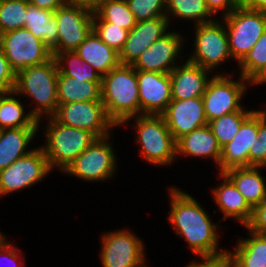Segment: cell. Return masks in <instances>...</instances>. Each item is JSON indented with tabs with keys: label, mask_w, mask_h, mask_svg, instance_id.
Masks as SVG:
<instances>
[{
	"label": "cell",
	"mask_w": 266,
	"mask_h": 267,
	"mask_svg": "<svg viewBox=\"0 0 266 267\" xmlns=\"http://www.w3.org/2000/svg\"><path fill=\"white\" fill-rule=\"evenodd\" d=\"M16 82V74L11 69L9 61L0 46V91L10 92L14 90Z\"/></svg>",
	"instance_id": "cell-40"
},
{
	"label": "cell",
	"mask_w": 266,
	"mask_h": 267,
	"mask_svg": "<svg viewBox=\"0 0 266 267\" xmlns=\"http://www.w3.org/2000/svg\"><path fill=\"white\" fill-rule=\"evenodd\" d=\"M258 108V134L254 151L249 152V166L266 167V108Z\"/></svg>",
	"instance_id": "cell-38"
},
{
	"label": "cell",
	"mask_w": 266,
	"mask_h": 267,
	"mask_svg": "<svg viewBox=\"0 0 266 267\" xmlns=\"http://www.w3.org/2000/svg\"><path fill=\"white\" fill-rule=\"evenodd\" d=\"M101 101L117 128L127 119L139 116L137 70L132 65L120 64L102 76Z\"/></svg>",
	"instance_id": "cell-2"
},
{
	"label": "cell",
	"mask_w": 266,
	"mask_h": 267,
	"mask_svg": "<svg viewBox=\"0 0 266 267\" xmlns=\"http://www.w3.org/2000/svg\"><path fill=\"white\" fill-rule=\"evenodd\" d=\"M58 71L70 78L85 79V81H101L102 76L88 64L83 61L76 51H63L54 56Z\"/></svg>",
	"instance_id": "cell-31"
},
{
	"label": "cell",
	"mask_w": 266,
	"mask_h": 267,
	"mask_svg": "<svg viewBox=\"0 0 266 267\" xmlns=\"http://www.w3.org/2000/svg\"><path fill=\"white\" fill-rule=\"evenodd\" d=\"M253 111H235L208 122L219 145L229 143L240 130L243 121Z\"/></svg>",
	"instance_id": "cell-35"
},
{
	"label": "cell",
	"mask_w": 266,
	"mask_h": 267,
	"mask_svg": "<svg viewBox=\"0 0 266 267\" xmlns=\"http://www.w3.org/2000/svg\"><path fill=\"white\" fill-rule=\"evenodd\" d=\"M221 19L228 35L229 52L238 64L266 30V12L252 10L239 4L229 15Z\"/></svg>",
	"instance_id": "cell-9"
},
{
	"label": "cell",
	"mask_w": 266,
	"mask_h": 267,
	"mask_svg": "<svg viewBox=\"0 0 266 267\" xmlns=\"http://www.w3.org/2000/svg\"><path fill=\"white\" fill-rule=\"evenodd\" d=\"M20 99L22 98L14 90L2 96L0 100V129L38 127L37 119L27 110V105Z\"/></svg>",
	"instance_id": "cell-28"
},
{
	"label": "cell",
	"mask_w": 266,
	"mask_h": 267,
	"mask_svg": "<svg viewBox=\"0 0 266 267\" xmlns=\"http://www.w3.org/2000/svg\"><path fill=\"white\" fill-rule=\"evenodd\" d=\"M161 116L175 141L193 130L208 125L202 97L172 99Z\"/></svg>",
	"instance_id": "cell-17"
},
{
	"label": "cell",
	"mask_w": 266,
	"mask_h": 267,
	"mask_svg": "<svg viewBox=\"0 0 266 267\" xmlns=\"http://www.w3.org/2000/svg\"><path fill=\"white\" fill-rule=\"evenodd\" d=\"M263 169V170H262ZM266 167L247 166L232 168L223 174L235 185L253 209L266 198Z\"/></svg>",
	"instance_id": "cell-24"
},
{
	"label": "cell",
	"mask_w": 266,
	"mask_h": 267,
	"mask_svg": "<svg viewBox=\"0 0 266 267\" xmlns=\"http://www.w3.org/2000/svg\"><path fill=\"white\" fill-rule=\"evenodd\" d=\"M52 173L47 157L40 146L0 170V198L26 190L44 181Z\"/></svg>",
	"instance_id": "cell-11"
},
{
	"label": "cell",
	"mask_w": 266,
	"mask_h": 267,
	"mask_svg": "<svg viewBox=\"0 0 266 267\" xmlns=\"http://www.w3.org/2000/svg\"><path fill=\"white\" fill-rule=\"evenodd\" d=\"M140 115H161L172 100L167 73L137 70Z\"/></svg>",
	"instance_id": "cell-18"
},
{
	"label": "cell",
	"mask_w": 266,
	"mask_h": 267,
	"mask_svg": "<svg viewBox=\"0 0 266 267\" xmlns=\"http://www.w3.org/2000/svg\"><path fill=\"white\" fill-rule=\"evenodd\" d=\"M266 84V71L252 84V86L255 85V87H258V85H265Z\"/></svg>",
	"instance_id": "cell-47"
},
{
	"label": "cell",
	"mask_w": 266,
	"mask_h": 267,
	"mask_svg": "<svg viewBox=\"0 0 266 267\" xmlns=\"http://www.w3.org/2000/svg\"><path fill=\"white\" fill-rule=\"evenodd\" d=\"M170 28L166 17L138 21L129 31L124 46L119 53L120 64L132 65L144 50L165 35Z\"/></svg>",
	"instance_id": "cell-19"
},
{
	"label": "cell",
	"mask_w": 266,
	"mask_h": 267,
	"mask_svg": "<svg viewBox=\"0 0 266 267\" xmlns=\"http://www.w3.org/2000/svg\"><path fill=\"white\" fill-rule=\"evenodd\" d=\"M57 98L58 105L82 101H101V81L70 78L58 71Z\"/></svg>",
	"instance_id": "cell-27"
},
{
	"label": "cell",
	"mask_w": 266,
	"mask_h": 267,
	"mask_svg": "<svg viewBox=\"0 0 266 267\" xmlns=\"http://www.w3.org/2000/svg\"><path fill=\"white\" fill-rule=\"evenodd\" d=\"M205 3L210 13L219 19L229 15L240 4L238 0H205Z\"/></svg>",
	"instance_id": "cell-43"
},
{
	"label": "cell",
	"mask_w": 266,
	"mask_h": 267,
	"mask_svg": "<svg viewBox=\"0 0 266 267\" xmlns=\"http://www.w3.org/2000/svg\"><path fill=\"white\" fill-rule=\"evenodd\" d=\"M24 28L30 30L36 38L43 41L50 49L57 44L58 26L53 11L29 4Z\"/></svg>",
	"instance_id": "cell-30"
},
{
	"label": "cell",
	"mask_w": 266,
	"mask_h": 267,
	"mask_svg": "<svg viewBox=\"0 0 266 267\" xmlns=\"http://www.w3.org/2000/svg\"><path fill=\"white\" fill-rule=\"evenodd\" d=\"M258 134V110H254L242 123L234 138L221 147L218 173L232 168L249 166V152L254 151Z\"/></svg>",
	"instance_id": "cell-16"
},
{
	"label": "cell",
	"mask_w": 266,
	"mask_h": 267,
	"mask_svg": "<svg viewBox=\"0 0 266 267\" xmlns=\"http://www.w3.org/2000/svg\"><path fill=\"white\" fill-rule=\"evenodd\" d=\"M58 26L53 57L63 51H75L93 30V12L76 3H66L54 11Z\"/></svg>",
	"instance_id": "cell-14"
},
{
	"label": "cell",
	"mask_w": 266,
	"mask_h": 267,
	"mask_svg": "<svg viewBox=\"0 0 266 267\" xmlns=\"http://www.w3.org/2000/svg\"><path fill=\"white\" fill-rule=\"evenodd\" d=\"M239 75L253 84L266 71V30L253 48L236 64Z\"/></svg>",
	"instance_id": "cell-33"
},
{
	"label": "cell",
	"mask_w": 266,
	"mask_h": 267,
	"mask_svg": "<svg viewBox=\"0 0 266 267\" xmlns=\"http://www.w3.org/2000/svg\"><path fill=\"white\" fill-rule=\"evenodd\" d=\"M167 192L170 199L168 222L174 234L187 243L191 254L201 257L226 253L228 250L220 247L221 221L213 222L204 206L187 191L170 185Z\"/></svg>",
	"instance_id": "cell-1"
},
{
	"label": "cell",
	"mask_w": 266,
	"mask_h": 267,
	"mask_svg": "<svg viewBox=\"0 0 266 267\" xmlns=\"http://www.w3.org/2000/svg\"><path fill=\"white\" fill-rule=\"evenodd\" d=\"M39 131V127L0 129V170L34 150L31 143Z\"/></svg>",
	"instance_id": "cell-23"
},
{
	"label": "cell",
	"mask_w": 266,
	"mask_h": 267,
	"mask_svg": "<svg viewBox=\"0 0 266 267\" xmlns=\"http://www.w3.org/2000/svg\"><path fill=\"white\" fill-rule=\"evenodd\" d=\"M0 46L15 74L53 57L51 49L24 27L0 34Z\"/></svg>",
	"instance_id": "cell-12"
},
{
	"label": "cell",
	"mask_w": 266,
	"mask_h": 267,
	"mask_svg": "<svg viewBox=\"0 0 266 267\" xmlns=\"http://www.w3.org/2000/svg\"><path fill=\"white\" fill-rule=\"evenodd\" d=\"M100 236L98 255L103 267H144L147 264L145 243L131 229L105 231Z\"/></svg>",
	"instance_id": "cell-10"
},
{
	"label": "cell",
	"mask_w": 266,
	"mask_h": 267,
	"mask_svg": "<svg viewBox=\"0 0 266 267\" xmlns=\"http://www.w3.org/2000/svg\"><path fill=\"white\" fill-rule=\"evenodd\" d=\"M93 30L101 40L117 53H120L129 31L104 20H93Z\"/></svg>",
	"instance_id": "cell-36"
},
{
	"label": "cell",
	"mask_w": 266,
	"mask_h": 267,
	"mask_svg": "<svg viewBox=\"0 0 266 267\" xmlns=\"http://www.w3.org/2000/svg\"><path fill=\"white\" fill-rule=\"evenodd\" d=\"M112 134L96 138L94 142L76 157L62 174L76 177L84 182H104L114 178L117 172L118 154L110 141ZM102 181V182H101Z\"/></svg>",
	"instance_id": "cell-8"
},
{
	"label": "cell",
	"mask_w": 266,
	"mask_h": 267,
	"mask_svg": "<svg viewBox=\"0 0 266 267\" xmlns=\"http://www.w3.org/2000/svg\"><path fill=\"white\" fill-rule=\"evenodd\" d=\"M212 158L216 169L221 158V146L219 145L209 125L200 127L179 138L176 141V157Z\"/></svg>",
	"instance_id": "cell-22"
},
{
	"label": "cell",
	"mask_w": 266,
	"mask_h": 267,
	"mask_svg": "<svg viewBox=\"0 0 266 267\" xmlns=\"http://www.w3.org/2000/svg\"><path fill=\"white\" fill-rule=\"evenodd\" d=\"M240 5L252 10L266 12V0H241Z\"/></svg>",
	"instance_id": "cell-45"
},
{
	"label": "cell",
	"mask_w": 266,
	"mask_h": 267,
	"mask_svg": "<svg viewBox=\"0 0 266 267\" xmlns=\"http://www.w3.org/2000/svg\"><path fill=\"white\" fill-rule=\"evenodd\" d=\"M235 76V74H215L208 82L202 96L208 122L235 111L255 110L254 108L248 110V106L242 105V98H245L247 89L252 84L240 75H237V79Z\"/></svg>",
	"instance_id": "cell-7"
},
{
	"label": "cell",
	"mask_w": 266,
	"mask_h": 267,
	"mask_svg": "<svg viewBox=\"0 0 266 267\" xmlns=\"http://www.w3.org/2000/svg\"><path fill=\"white\" fill-rule=\"evenodd\" d=\"M93 20H104L128 31L137 23L126 0H107L93 12Z\"/></svg>",
	"instance_id": "cell-32"
},
{
	"label": "cell",
	"mask_w": 266,
	"mask_h": 267,
	"mask_svg": "<svg viewBox=\"0 0 266 267\" xmlns=\"http://www.w3.org/2000/svg\"><path fill=\"white\" fill-rule=\"evenodd\" d=\"M28 0H0V34L23 28Z\"/></svg>",
	"instance_id": "cell-34"
},
{
	"label": "cell",
	"mask_w": 266,
	"mask_h": 267,
	"mask_svg": "<svg viewBox=\"0 0 266 267\" xmlns=\"http://www.w3.org/2000/svg\"><path fill=\"white\" fill-rule=\"evenodd\" d=\"M245 228L257 234L266 235V198L253 208L251 219Z\"/></svg>",
	"instance_id": "cell-41"
},
{
	"label": "cell",
	"mask_w": 266,
	"mask_h": 267,
	"mask_svg": "<svg viewBox=\"0 0 266 267\" xmlns=\"http://www.w3.org/2000/svg\"><path fill=\"white\" fill-rule=\"evenodd\" d=\"M45 119L38 121V127L43 129L41 130L43 131L42 137L45 139V143L40 147L47 157L51 170L55 171L56 169L62 173L76 157L94 142L96 137L86 130L61 124L53 117H46ZM43 120L46 121V124H43Z\"/></svg>",
	"instance_id": "cell-4"
},
{
	"label": "cell",
	"mask_w": 266,
	"mask_h": 267,
	"mask_svg": "<svg viewBox=\"0 0 266 267\" xmlns=\"http://www.w3.org/2000/svg\"><path fill=\"white\" fill-rule=\"evenodd\" d=\"M58 66L54 57L49 61L29 66L16 74L14 91L27 97L33 108H28L37 121L52 117L58 109ZM34 105V106H33Z\"/></svg>",
	"instance_id": "cell-3"
},
{
	"label": "cell",
	"mask_w": 266,
	"mask_h": 267,
	"mask_svg": "<svg viewBox=\"0 0 266 267\" xmlns=\"http://www.w3.org/2000/svg\"><path fill=\"white\" fill-rule=\"evenodd\" d=\"M107 0H77L75 3L92 12L97 10Z\"/></svg>",
	"instance_id": "cell-46"
},
{
	"label": "cell",
	"mask_w": 266,
	"mask_h": 267,
	"mask_svg": "<svg viewBox=\"0 0 266 267\" xmlns=\"http://www.w3.org/2000/svg\"><path fill=\"white\" fill-rule=\"evenodd\" d=\"M66 3H75L77 0H64Z\"/></svg>",
	"instance_id": "cell-48"
},
{
	"label": "cell",
	"mask_w": 266,
	"mask_h": 267,
	"mask_svg": "<svg viewBox=\"0 0 266 267\" xmlns=\"http://www.w3.org/2000/svg\"><path fill=\"white\" fill-rule=\"evenodd\" d=\"M179 62L180 64L169 73L172 99L185 100L202 97L208 82L214 74L199 65L189 62L186 58L184 61L180 60Z\"/></svg>",
	"instance_id": "cell-20"
},
{
	"label": "cell",
	"mask_w": 266,
	"mask_h": 267,
	"mask_svg": "<svg viewBox=\"0 0 266 267\" xmlns=\"http://www.w3.org/2000/svg\"><path fill=\"white\" fill-rule=\"evenodd\" d=\"M75 51L83 61L91 64L101 76L120 65L119 53L105 44L94 30Z\"/></svg>",
	"instance_id": "cell-25"
},
{
	"label": "cell",
	"mask_w": 266,
	"mask_h": 267,
	"mask_svg": "<svg viewBox=\"0 0 266 267\" xmlns=\"http://www.w3.org/2000/svg\"><path fill=\"white\" fill-rule=\"evenodd\" d=\"M193 46L187 55L189 62L199 65L215 74H234V71L217 72L226 61L232 60L229 52L228 35L224 21L215 19L212 22L194 25ZM216 71V72H215Z\"/></svg>",
	"instance_id": "cell-6"
},
{
	"label": "cell",
	"mask_w": 266,
	"mask_h": 267,
	"mask_svg": "<svg viewBox=\"0 0 266 267\" xmlns=\"http://www.w3.org/2000/svg\"><path fill=\"white\" fill-rule=\"evenodd\" d=\"M171 28L172 21H191V25L204 24L214 21L216 18L208 10L205 0H166V15Z\"/></svg>",
	"instance_id": "cell-29"
},
{
	"label": "cell",
	"mask_w": 266,
	"mask_h": 267,
	"mask_svg": "<svg viewBox=\"0 0 266 267\" xmlns=\"http://www.w3.org/2000/svg\"><path fill=\"white\" fill-rule=\"evenodd\" d=\"M136 21L165 17L166 0H126Z\"/></svg>",
	"instance_id": "cell-37"
},
{
	"label": "cell",
	"mask_w": 266,
	"mask_h": 267,
	"mask_svg": "<svg viewBox=\"0 0 266 267\" xmlns=\"http://www.w3.org/2000/svg\"><path fill=\"white\" fill-rule=\"evenodd\" d=\"M197 259V260H196ZM192 260L185 267H231V258L228 252L216 256H201ZM200 261H199V260Z\"/></svg>",
	"instance_id": "cell-42"
},
{
	"label": "cell",
	"mask_w": 266,
	"mask_h": 267,
	"mask_svg": "<svg viewBox=\"0 0 266 267\" xmlns=\"http://www.w3.org/2000/svg\"><path fill=\"white\" fill-rule=\"evenodd\" d=\"M8 239V236L0 231V267H26V256L20 251V247H16Z\"/></svg>",
	"instance_id": "cell-39"
},
{
	"label": "cell",
	"mask_w": 266,
	"mask_h": 267,
	"mask_svg": "<svg viewBox=\"0 0 266 267\" xmlns=\"http://www.w3.org/2000/svg\"><path fill=\"white\" fill-rule=\"evenodd\" d=\"M52 117L66 126L91 132L96 138L106 137L117 128L107 116L102 101L61 104Z\"/></svg>",
	"instance_id": "cell-13"
},
{
	"label": "cell",
	"mask_w": 266,
	"mask_h": 267,
	"mask_svg": "<svg viewBox=\"0 0 266 267\" xmlns=\"http://www.w3.org/2000/svg\"><path fill=\"white\" fill-rule=\"evenodd\" d=\"M5 93H6V92H1V91H0V100H1L2 96H3Z\"/></svg>",
	"instance_id": "cell-49"
},
{
	"label": "cell",
	"mask_w": 266,
	"mask_h": 267,
	"mask_svg": "<svg viewBox=\"0 0 266 267\" xmlns=\"http://www.w3.org/2000/svg\"><path fill=\"white\" fill-rule=\"evenodd\" d=\"M130 122L135 133V144L140 149L139 155L148 165L172 166L177 161L176 141L161 115L135 116L127 119L121 126Z\"/></svg>",
	"instance_id": "cell-5"
},
{
	"label": "cell",
	"mask_w": 266,
	"mask_h": 267,
	"mask_svg": "<svg viewBox=\"0 0 266 267\" xmlns=\"http://www.w3.org/2000/svg\"><path fill=\"white\" fill-rule=\"evenodd\" d=\"M217 179L221 183L210 188L213 202L217 206V210L223 214L219 221L233 219L240 223L241 227L250 221L252 216V208L246 202L244 196L239 192L235 185L223 174L217 172Z\"/></svg>",
	"instance_id": "cell-21"
},
{
	"label": "cell",
	"mask_w": 266,
	"mask_h": 267,
	"mask_svg": "<svg viewBox=\"0 0 266 267\" xmlns=\"http://www.w3.org/2000/svg\"><path fill=\"white\" fill-rule=\"evenodd\" d=\"M246 238L236 240L235 250L227 252L233 267H266V235L247 229Z\"/></svg>",
	"instance_id": "cell-26"
},
{
	"label": "cell",
	"mask_w": 266,
	"mask_h": 267,
	"mask_svg": "<svg viewBox=\"0 0 266 267\" xmlns=\"http://www.w3.org/2000/svg\"><path fill=\"white\" fill-rule=\"evenodd\" d=\"M182 34L181 30L179 32L174 30V28L169 30L149 48L144 50L132 66L136 70L169 74L180 64L178 62L179 59L184 60L183 51L186 49L184 45H189L187 44L190 41L188 40L189 37Z\"/></svg>",
	"instance_id": "cell-15"
},
{
	"label": "cell",
	"mask_w": 266,
	"mask_h": 267,
	"mask_svg": "<svg viewBox=\"0 0 266 267\" xmlns=\"http://www.w3.org/2000/svg\"><path fill=\"white\" fill-rule=\"evenodd\" d=\"M29 4L38 8L55 11L57 8L66 4L64 0H28Z\"/></svg>",
	"instance_id": "cell-44"
}]
</instances>
